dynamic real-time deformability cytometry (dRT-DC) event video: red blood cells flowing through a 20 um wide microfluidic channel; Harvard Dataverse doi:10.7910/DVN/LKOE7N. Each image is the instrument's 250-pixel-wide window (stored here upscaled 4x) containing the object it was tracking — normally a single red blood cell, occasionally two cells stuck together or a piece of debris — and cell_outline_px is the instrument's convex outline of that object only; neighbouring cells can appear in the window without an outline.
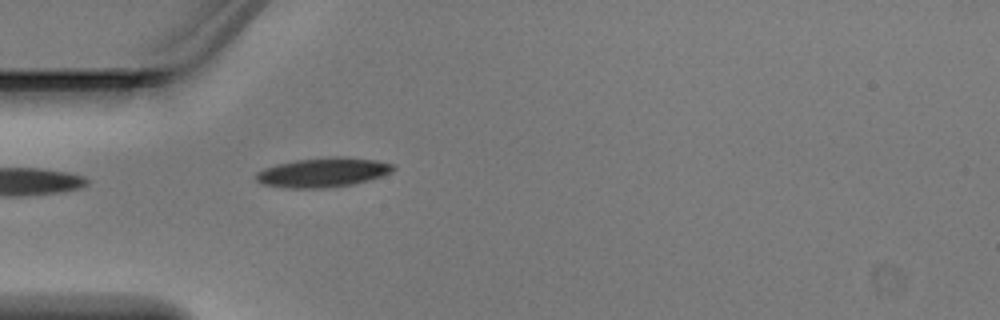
{"species": "Egyptian fruit bat (a non-hibernating species)", "species_latin": "Rousettus aegyptiacus", "temperature_condition": "warm", "stored_images_in_passage": 1, "camera_frame_rate_fps": 3000, "um_per_image_px": 0.085, "animal": {"sex": "male"}, "frame": {"image": 1, "passage_image": 1, "time_ms": 0.0, "image_size_px": [1000, 320], "cell_outline_px": [[396, 168], [392, 172], [368, 180], [352, 184], [324, 188], [284, 188], [260, 184], [256, 180], [256, 172], [264, 168], [276, 164], [296, 160], [332, 156], [344, 156], [376, 160], [392, 164]], "centroid_in_image_um": [27.42, 14.65], "position_along_channel_um": 57.6, "area_um2": 23.64}}